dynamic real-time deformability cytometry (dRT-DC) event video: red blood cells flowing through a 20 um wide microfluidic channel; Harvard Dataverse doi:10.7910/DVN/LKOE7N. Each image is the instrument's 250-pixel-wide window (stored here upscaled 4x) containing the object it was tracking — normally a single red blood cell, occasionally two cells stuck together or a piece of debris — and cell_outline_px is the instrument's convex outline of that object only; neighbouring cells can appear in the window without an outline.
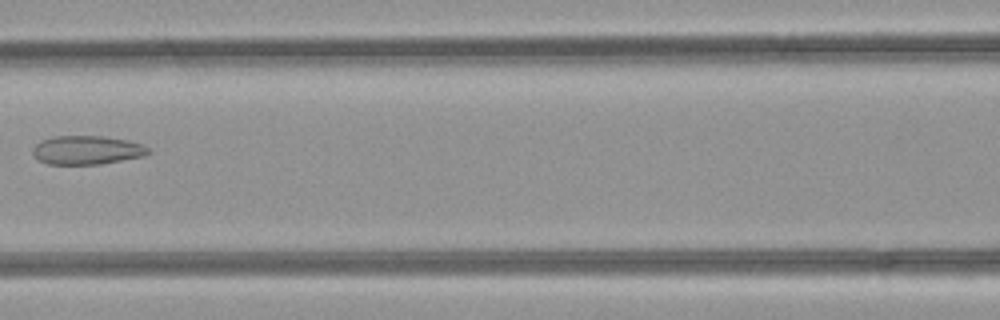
{"species": "common noctule bat (a hibernating species)", "species_latin": "Nyctalus noctula", "temperature_condition": "room temperature", "stored_images_in_passage": 4, "camera_frame_rate_fps": 3000, "um_per_image_px": 0.085, "animal": {"sex": "female", "body_mass_g": 21.9}, "frame": {"image": 1, "passage_image": 3, "time_ms": 0.667, "image_size_px": [1000, 320], "cell_outline_px": [[148, 152], [144, 156], [100, 164], [48, 164], [40, 160], [32, 152], [32, 148], [40, 140], [52, 136], [104, 136], [128, 140], [144, 144], [148, 148]], "centroid_in_image_um": [7.38, 12.74], "position_along_channel_um": 159.2, "area_um2": 19.36}}
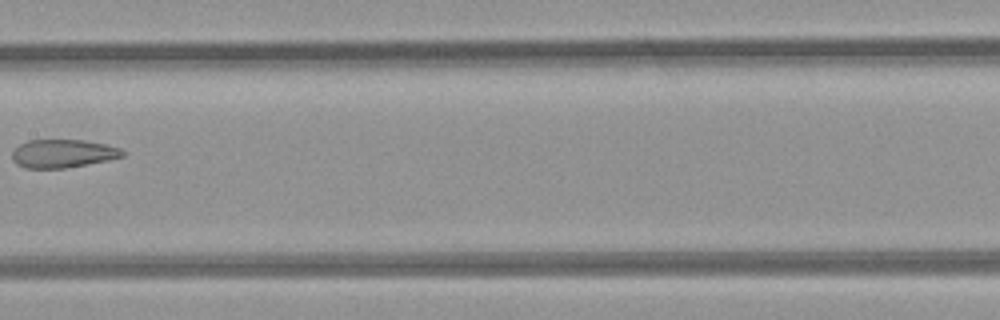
{"frame": {"image": 2, "passage_image": 4, "time_ms": 1.0, "image_size_px": [1000, 320], "cell_outline_px": [[124, 156], [108, 160], [64, 168], [24, 168], [16, 164], [12, 160], [12, 152], [20, 144], [28, 140], [84, 140], [104, 144], [120, 148], [124, 152]], "centroid_in_image_um": [5.32, 13.05], "position_along_channel_um": 202.1, "area_um2": 18.09}}